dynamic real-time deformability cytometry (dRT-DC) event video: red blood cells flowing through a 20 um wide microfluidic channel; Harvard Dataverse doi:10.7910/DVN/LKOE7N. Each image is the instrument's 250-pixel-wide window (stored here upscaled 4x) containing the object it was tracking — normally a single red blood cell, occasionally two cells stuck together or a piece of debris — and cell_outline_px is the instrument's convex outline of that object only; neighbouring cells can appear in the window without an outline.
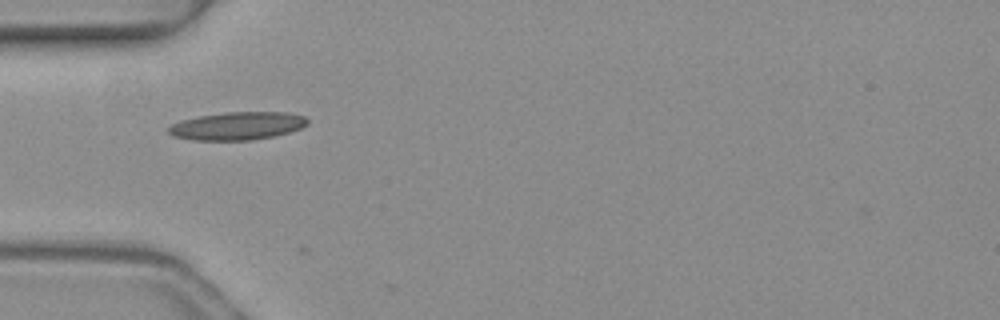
{"species": "common noctule bat (a hibernating species)", "species_latin": "Nyctalus noctula", "temperature_condition": "warm", "stored_images_in_passage": 2, "camera_frame_rate_fps": 3000, "um_per_image_px": 0.085, "animal": {"sex": "female", "body_mass_g": 19.3, "forearm_length_mm": 54.1}, "frame": {"image": 1, "passage_image": 1, "time_ms": 0.0, "image_size_px": [1000, 320], "cell_outline_px": [[308, 124], [300, 128], [288, 132], [272, 136], [252, 140], [192, 140], [172, 136], [168, 132], [168, 128], [172, 124], [180, 120], [200, 116], [224, 112], [288, 112], [304, 116], [308, 120]], "centroid_in_image_um": [20.15, 10.7], "position_along_channel_um": 64.8, "area_um2": 22.6}}
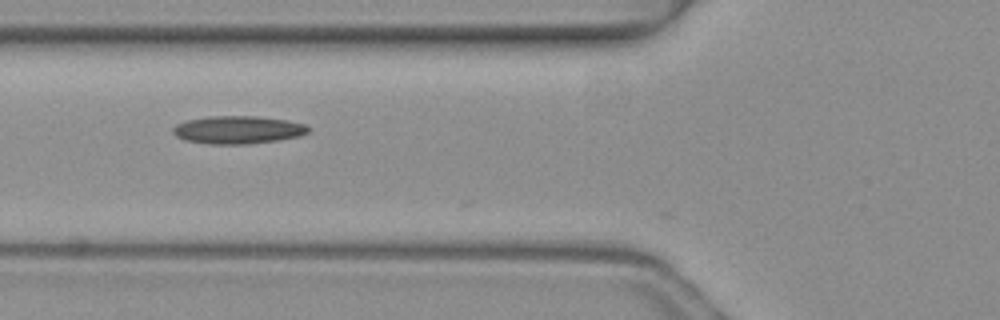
{"frame": {"image": 2, "passage_image": 2, "time_ms": 0.333, "image_size_px": [1000, 320], "cell_outline_px": [[308, 132], [300, 136], [280, 140], [248, 144], [212, 144], [184, 140], [176, 136], [172, 132], [172, 128], [176, 124], [184, 120], [208, 116], [256, 116], [288, 120], [304, 124], [308, 128]], "centroid_in_image_um": [20.19, 11.03], "position_along_channel_um": 105.6, "area_um2": 22.14}}